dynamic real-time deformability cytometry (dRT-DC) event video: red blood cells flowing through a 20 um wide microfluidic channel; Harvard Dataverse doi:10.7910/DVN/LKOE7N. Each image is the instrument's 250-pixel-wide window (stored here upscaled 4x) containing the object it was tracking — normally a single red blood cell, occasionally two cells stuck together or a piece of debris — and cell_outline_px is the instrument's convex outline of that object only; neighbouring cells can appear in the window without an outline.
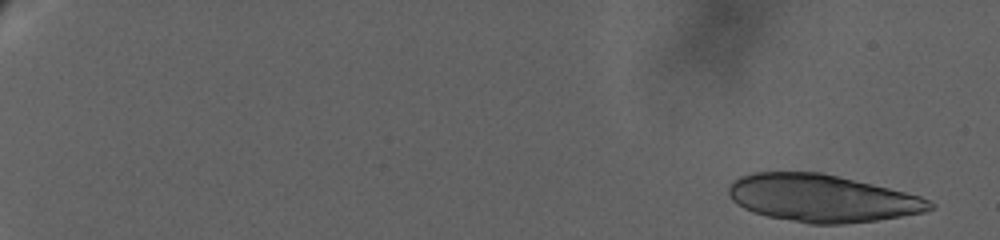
{"species": "human", "species_latin": "Homo sapiens", "temperature_condition": "warm", "stored_images_in_passage": 20, "camera_frame_rate_fps": 3000, "um_per_image_px": 0.085, "donor": {"sex": "female"}, "frame": {"image": 1, "passage_image": 3, "time_ms": 0.667, "image_size_px": [1000, 240], "cell_outline_px": [[936, 208], [924, 212], [876, 220], [844, 224], [808, 224], [768, 216], [752, 212], [736, 204], [732, 200], [728, 192], [728, 184], [732, 180], [740, 176], [756, 172], [820, 172], [872, 184], [920, 196], [936, 204]], "centroid_in_image_um": [69.83, 16.85], "position_along_channel_um": 15.2, "area_um2": 55.49}}
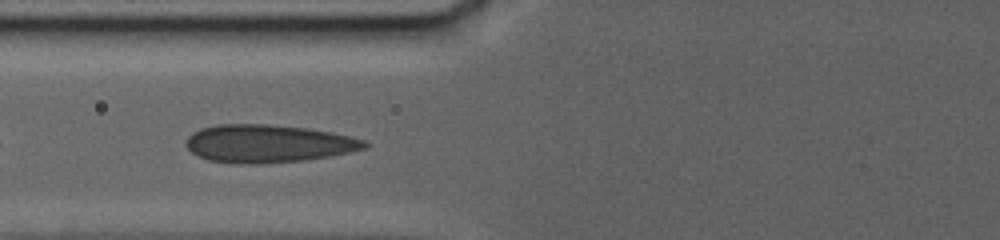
{"frame": {"image": 2, "passage_image": 17, "time_ms": 11.333, "image_size_px": [1000, 240], "cell_outline_px": [[372, 144], [368, 148], [328, 156], [304, 160], [256, 164], [240, 164], [208, 160], [192, 152], [184, 144], [188, 136], [192, 132], [200, 128], [216, 124], [268, 124], [308, 128], [332, 132], [352, 136], [364, 140]], "centroid_in_image_um": [22.8, 12.19], "position_along_channel_um": 103.0, "area_um2": 39.65}}
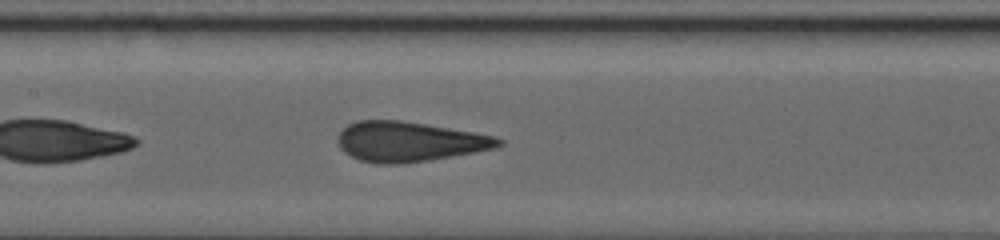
{"frame": {"image": 3, "passage_image": 20, "time_ms": 13.667, "image_size_px": [1000, 240], "cell_outline_px": [[504, 144], [496, 148], [476, 152], [428, 160], [396, 164], [376, 164], [360, 160], [344, 152], [340, 148], [336, 140], [340, 132], [348, 124], [356, 120], [400, 120], [496, 136], [504, 140]], "centroid_in_image_um": [34.77, 12.04], "position_along_channel_um": 172.6, "area_um2": 37.34}}